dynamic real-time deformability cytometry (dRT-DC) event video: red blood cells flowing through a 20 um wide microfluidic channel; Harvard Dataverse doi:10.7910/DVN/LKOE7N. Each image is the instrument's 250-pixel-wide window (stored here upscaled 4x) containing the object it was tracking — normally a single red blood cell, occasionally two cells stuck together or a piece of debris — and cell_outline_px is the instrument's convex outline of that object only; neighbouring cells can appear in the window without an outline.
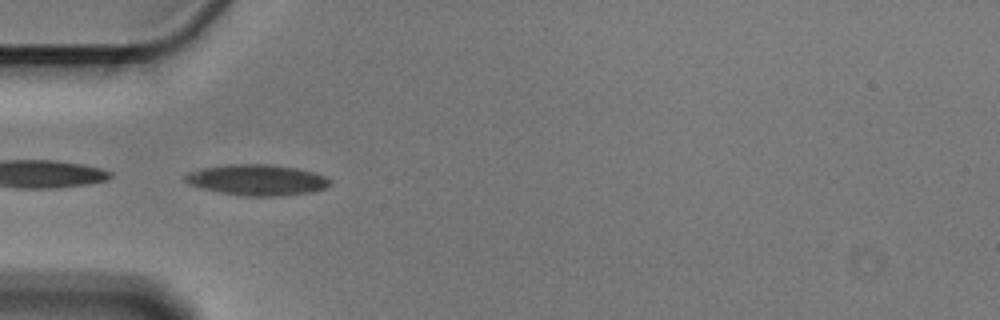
{"species": "Egyptian fruit bat (a non-hibernating species)", "species_latin": "Rousettus aegyptiacus", "temperature_condition": "cold", "stored_images_in_passage": 6, "camera_frame_rate_fps": 3000, "um_per_image_px": 0.085, "animal": {"sex": "male"}, "frame": {"image": 1, "passage_image": 3, "time_ms": 0.667, "image_size_px": [1000, 320], "cell_outline_px": [[332, 184], [324, 188], [312, 192], [280, 196], [244, 196], [220, 192], [200, 188], [188, 184], [184, 180], [184, 176], [188, 172], [200, 168], [228, 164], [268, 164], [296, 168], [312, 172], [324, 176], [332, 180]], "centroid_in_image_um": [21.82, 15.29], "position_along_channel_um": 63.2, "area_um2": 26.18}}
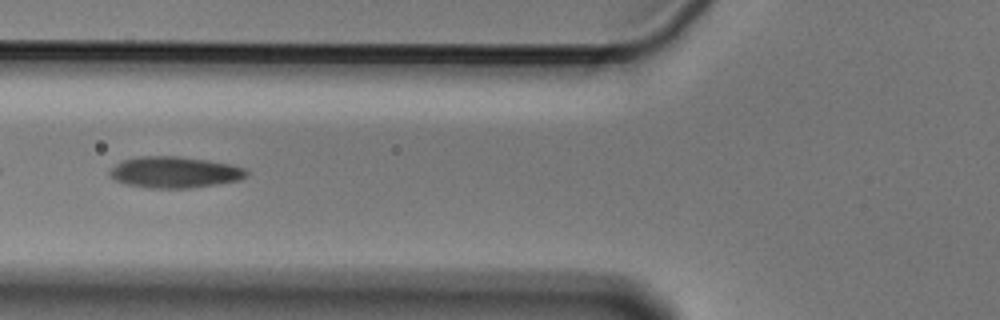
{"frame": {"image": 2, "passage_image": 4, "time_ms": 1.0, "image_size_px": [1000, 320], "cell_outline_px": [[248, 176], [240, 180], [216, 184], [188, 188], [152, 188], [128, 184], [116, 180], [108, 172], [116, 164], [124, 160], [140, 156], [180, 156], [208, 160], [232, 164], [244, 168], [248, 172]], "centroid_in_image_um": [14.89, 14.63], "position_along_channel_um": 110.9, "area_um2": 24.8}}
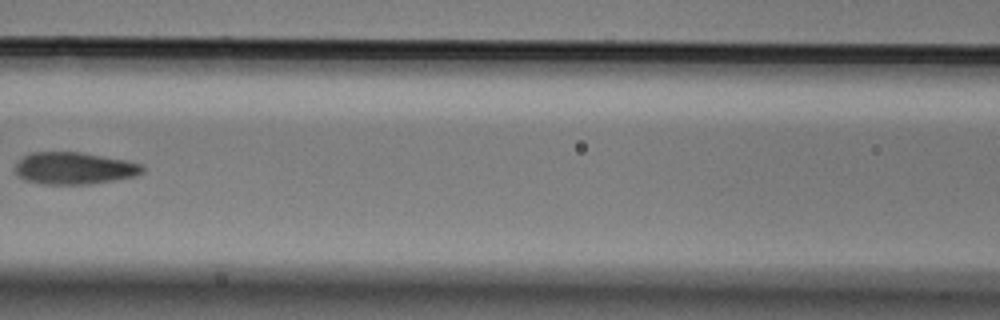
{"frame": {"image": 3, "passage_image": 5, "time_ms": 1.333, "image_size_px": [1000, 320], "cell_outline_px": [[144, 172], [136, 176], [88, 184], [40, 184], [28, 180], [20, 176], [16, 172], [16, 160], [32, 152], [80, 152], [124, 160], [144, 164]], "centroid_in_image_um": [6.32, 14.29], "position_along_channel_um": 160.3, "area_um2": 23.64}}